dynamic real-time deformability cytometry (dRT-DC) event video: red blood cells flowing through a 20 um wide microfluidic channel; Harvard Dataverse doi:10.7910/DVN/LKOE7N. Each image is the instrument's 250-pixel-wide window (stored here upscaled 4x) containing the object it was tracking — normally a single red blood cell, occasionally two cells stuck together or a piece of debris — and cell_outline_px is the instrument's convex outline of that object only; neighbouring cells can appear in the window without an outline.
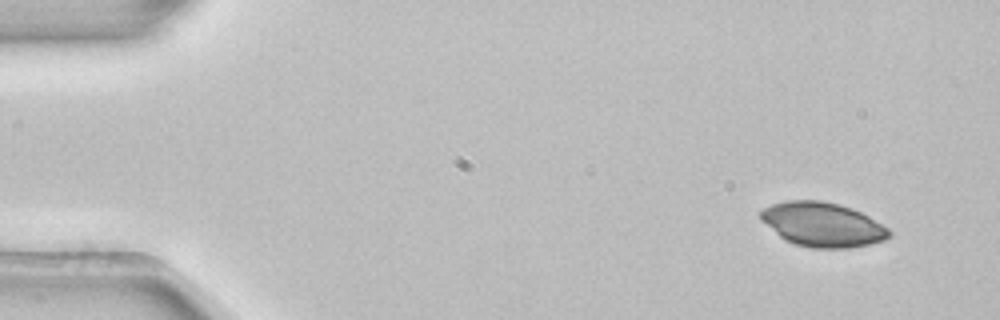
{"species": "common noctule bat (a hibernating species)", "species_latin": "Nyctalus noctula", "temperature_condition": "room temperature", "stored_images_in_passage": 4, "camera_frame_rate_fps": 3000, "um_per_image_px": 0.085, "animal": {"sex": "female", "body_mass_g": 22.7, "forearm_length_mm": 54.2}, "frame": {"image": 1, "passage_image": 1, "time_ms": 0.0, "image_size_px": [1000, 320], "cell_outline_px": [[892, 236], [884, 240], [868, 244], [848, 248], [812, 248], [796, 244], [784, 240], [760, 220], [760, 212], [764, 208], [772, 204], [788, 200], [820, 200], [852, 208], [868, 216], [888, 228], [892, 232]], "centroid_in_image_um": [69.91, 19.09], "position_along_channel_um": 15.1, "area_um2": 33.12}}